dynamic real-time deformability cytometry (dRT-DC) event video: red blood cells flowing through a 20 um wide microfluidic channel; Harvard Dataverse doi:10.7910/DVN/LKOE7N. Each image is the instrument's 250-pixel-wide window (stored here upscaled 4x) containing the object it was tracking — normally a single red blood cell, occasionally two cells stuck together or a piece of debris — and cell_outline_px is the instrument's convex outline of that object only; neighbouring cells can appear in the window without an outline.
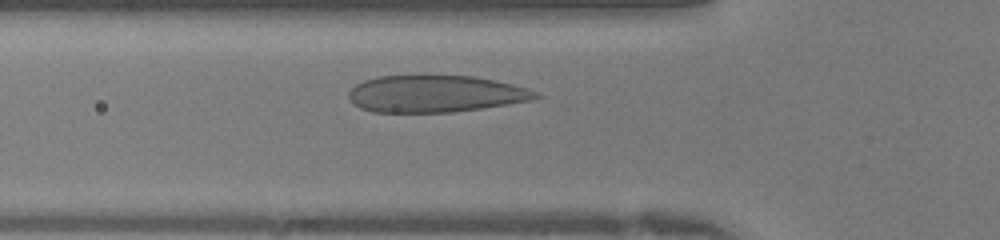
{"species": "human", "species_latin": "Homo sapiens", "temperature_condition": "warm", "stored_images_in_passage": 24, "camera_frame_rate_fps": 3000, "um_per_image_px": 0.085, "donor": {"sex": "female"}, "frame": {"image": 1, "passage_image": 4, "time_ms": 1.0, "image_size_px": [1000, 240], "cell_outline_px": [[544, 96], [532, 100], [508, 104], [452, 112], [372, 112], [360, 108], [352, 104], [348, 96], [348, 92], [356, 84], [364, 80], [376, 76], [472, 76], [512, 84], [528, 88]], "centroid_in_image_um": [36.98, 7.98], "position_along_channel_um": 88.8, "area_um2": 40.17}}
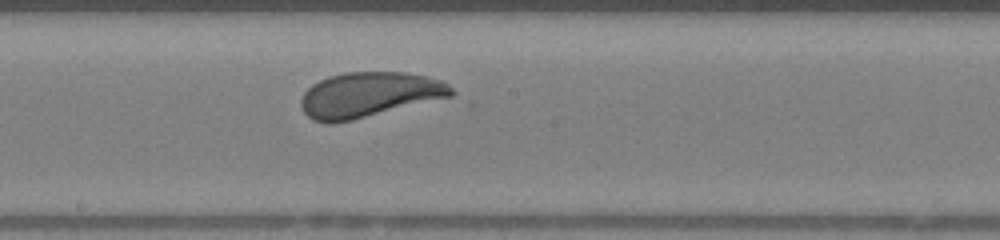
{"frame": {"image": 2, "passage_image": 12, "time_ms": 3.667, "image_size_px": [1000, 240], "cell_outline_px": [[456, 92], [452, 96], [352, 120], [312, 120], [304, 112], [300, 104], [300, 100], [304, 92], [312, 84], [328, 76], [344, 72], [404, 72], [444, 80]], "centroid_in_image_um": [31.4, 8.01], "position_along_channel_um": 216.8, "area_um2": 38.96}}
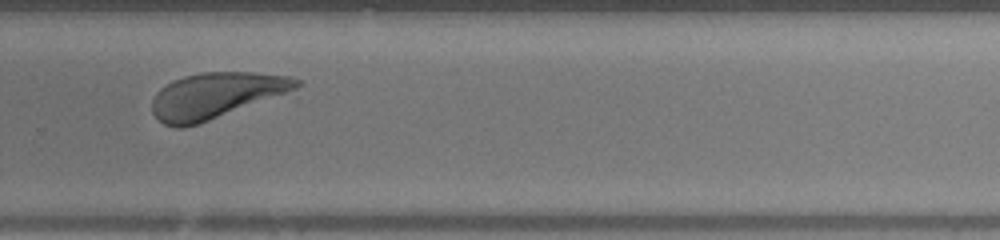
{"frame": {"image": 3, "passage_image": 18, "time_ms": 5.667, "image_size_px": [1000, 240], "cell_outline_px": [[304, 84], [296, 100], [184, 128], [176, 128], [164, 124], [152, 112], [152, 100], [156, 92], [160, 88], [184, 76], [204, 72], [252, 72], [292, 76], [300, 80]], "centroid_in_image_um": [18.78, 8.19], "position_along_channel_um": 311.0, "area_um2": 42.6}}